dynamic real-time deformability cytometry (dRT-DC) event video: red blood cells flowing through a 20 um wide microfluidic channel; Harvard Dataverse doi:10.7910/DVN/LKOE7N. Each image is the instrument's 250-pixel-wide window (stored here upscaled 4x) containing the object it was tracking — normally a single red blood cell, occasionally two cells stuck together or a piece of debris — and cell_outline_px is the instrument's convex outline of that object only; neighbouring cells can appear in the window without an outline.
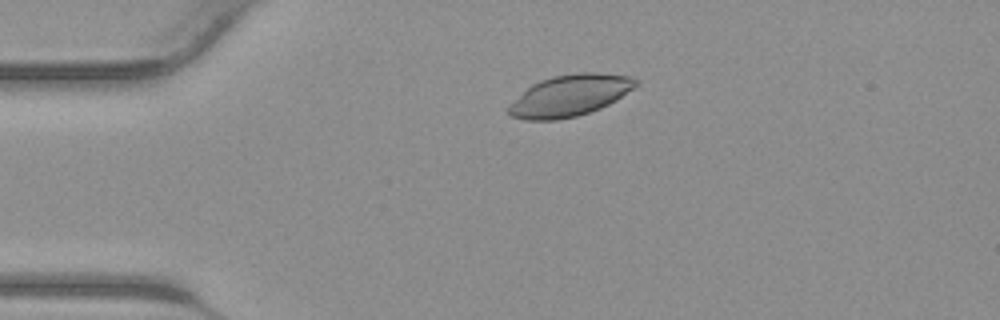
{"species": "common noctule bat (a hibernating species)", "species_latin": "Nyctalus noctula", "temperature_condition": "warm", "stored_images_in_passage": 43, "segment_of_instrument_passage": [1, 2], "camera_frame_rate_fps": 3000, "um_per_image_px": 0.085, "animal": {"sex": "male", "body_mass_g": 23.1, "forearm_length_mm": 52.7}, "frame": {"image": 1, "passage_image": 9, "time_ms": 2.667, "image_size_px": [1000, 320], "cell_outline_px": [[640, 84], [616, 100], [600, 108], [576, 116], [556, 120], [524, 120], [512, 116], [508, 112], [508, 104], [532, 84], [540, 80], [552, 76], [580, 72], [596, 72], [632, 76], [640, 80]], "centroid_in_image_um": [48.45, 8.1], "position_along_channel_um": 36.5, "area_um2": 30.87}}